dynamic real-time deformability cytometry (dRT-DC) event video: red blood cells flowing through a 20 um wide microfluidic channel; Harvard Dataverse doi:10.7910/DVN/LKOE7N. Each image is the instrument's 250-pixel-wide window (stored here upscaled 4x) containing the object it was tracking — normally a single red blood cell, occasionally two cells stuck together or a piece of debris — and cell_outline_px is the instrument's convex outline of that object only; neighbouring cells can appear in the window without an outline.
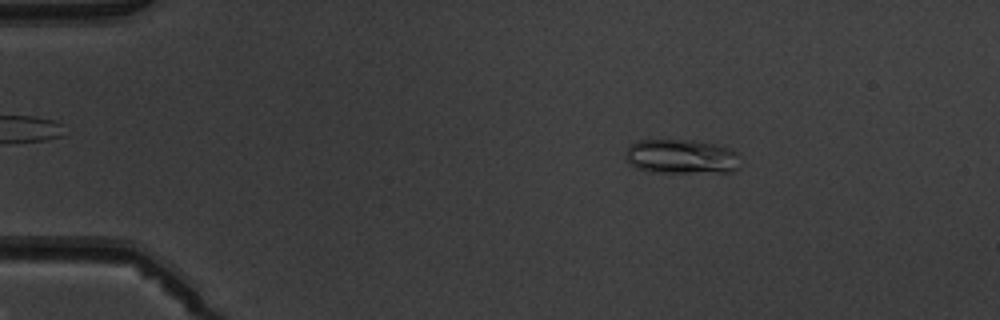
{"species": "common noctule bat (a hibernating species)", "species_latin": "Nyctalus noctula", "temperature_condition": "warm", "stored_images_in_passage": 4, "camera_frame_rate_fps": 3000, "um_per_image_px": 0.085, "animal": {"sex": "male", "body_mass_g": 19.5, "forearm_length_mm": 54.6}, "frame": {"image": 1, "passage_image": 2, "time_ms": 1.333, "image_size_px": [1000, 320], "cell_outline_px": [[740, 168], [732, 172], [648, 172], [636, 168], [628, 164], [624, 152], [636, 140], [696, 140], [720, 144], [736, 152]], "centroid_in_image_um": [57.91, 13.31], "position_along_channel_um": 27.1, "area_um2": 23.41}}